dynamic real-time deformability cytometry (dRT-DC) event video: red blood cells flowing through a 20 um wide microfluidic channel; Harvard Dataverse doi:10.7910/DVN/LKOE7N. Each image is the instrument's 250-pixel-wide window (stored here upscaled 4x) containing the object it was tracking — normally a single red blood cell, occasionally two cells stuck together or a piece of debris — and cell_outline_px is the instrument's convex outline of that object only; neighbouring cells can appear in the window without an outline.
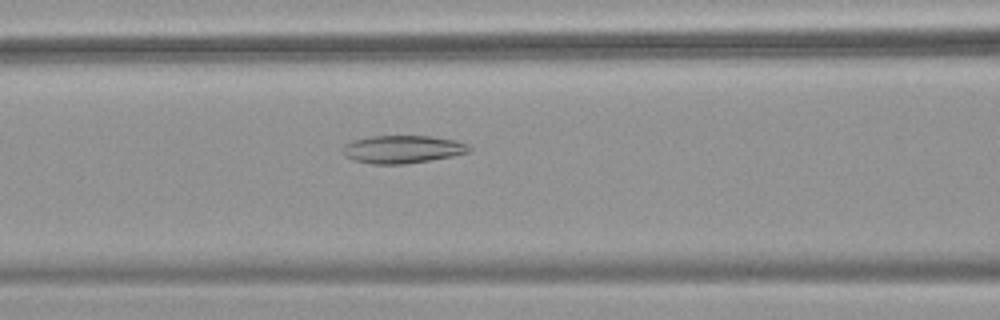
{"species": "common noctule bat (a hibernating species)", "species_latin": "Nyctalus noctula", "temperature_condition": "warm", "stored_images_in_passage": 54, "camera_frame_rate_fps": 3000, "um_per_image_px": 0.085, "animal": {"sex": "female", "body_mass_g": 18.4}, "frame": {"image": 1, "passage_image": 23, "time_ms": 7.333, "image_size_px": [1000, 320], "cell_outline_px": [[472, 148], [468, 152], [452, 156], [404, 164], [372, 164], [352, 160], [344, 156], [344, 144], [352, 140], [368, 136], [432, 136], [456, 140], [468, 144]], "centroid_in_image_um": [34.2, 12.68], "position_along_channel_um": 132.4, "area_um2": 20.58}}
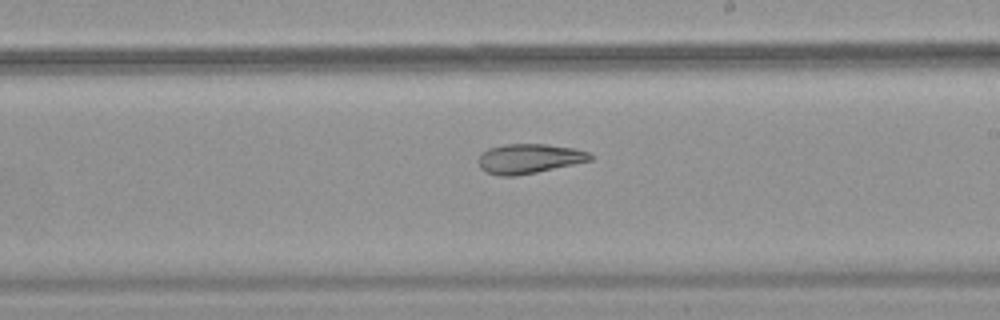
{"frame": {"image": 2, "passage_image": 32, "time_ms": 10.333, "image_size_px": [1000, 320], "cell_outline_px": [[592, 160], [536, 172], [516, 176], [500, 176], [488, 172], [480, 168], [476, 160], [488, 148], [504, 144], [544, 144], [572, 148], [588, 152], [592, 156]], "centroid_in_image_um": [44.93, 13.48], "position_along_channel_um": 244.1, "area_um2": 19.13}}
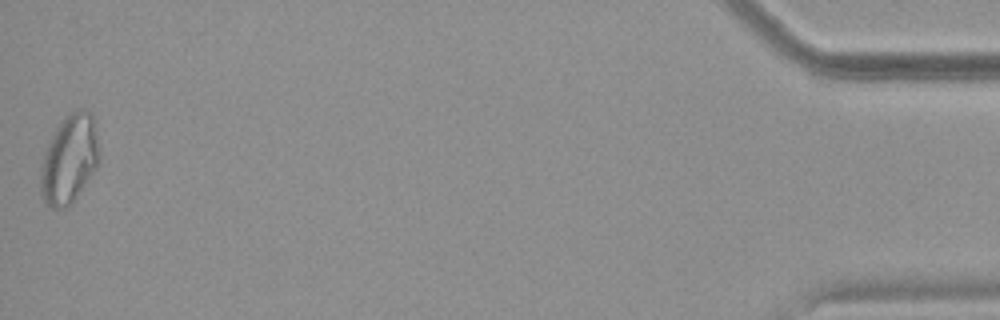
{"frame": {"image": 3, "passage_image": 54, "time_ms": 17.667, "image_size_px": [1000, 320], "cell_outline_px": [[100, 164], [68, 208], [52, 208], [44, 204], [40, 196], [40, 164], [44, 152], [60, 120], [64, 116], [80, 108], [92, 112], [100, 148]], "centroid_in_image_um": [5.89, 13.54], "position_along_channel_um": 429.3, "area_um2": 31.04}, "authors_computed_cell_mechanics": {"area_um2": 25.0274, "velocity_mm_per_s": 3.7368, "shape_relaxation_time_tau1_ms": null, "shape_relaxation_time_tau2_ms": 7.87, "deformation_change_tau1": null, "deformation_change_tau2": 0.1565}}